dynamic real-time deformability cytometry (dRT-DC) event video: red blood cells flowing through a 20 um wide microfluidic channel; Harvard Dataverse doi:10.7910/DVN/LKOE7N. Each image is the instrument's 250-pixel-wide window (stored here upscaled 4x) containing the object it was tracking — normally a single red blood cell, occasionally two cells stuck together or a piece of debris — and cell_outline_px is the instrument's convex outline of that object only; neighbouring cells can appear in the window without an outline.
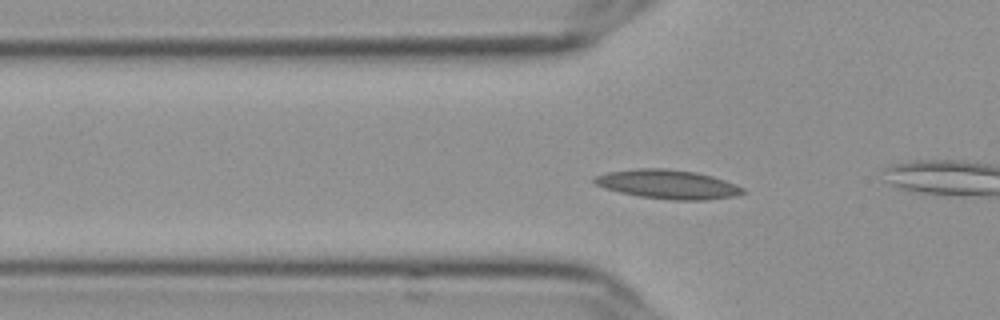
{"species": "Egyptian fruit bat (a non-hibernating species)", "species_latin": "Rousettus aegyptiacus", "temperature_condition": "cold", "stored_images_in_passage": 52, "camera_frame_rate_fps": 3000, "um_per_image_px": 0.085, "frame": {"image": 1, "passage_image": 18, "time_ms": 5.667, "image_size_px": [1000, 320], "cell_outline_px": [[748, 192], [732, 196], [708, 200], [672, 200], [640, 196], [620, 192], [604, 188], [596, 184], [592, 180], [596, 176], [608, 172], [640, 168], [664, 168], [696, 172], [712, 176], [724, 180], [744, 188]], "centroid_in_image_um": [56.78, 15.67], "position_along_channel_um": 69.0, "area_um2": 24.97}}
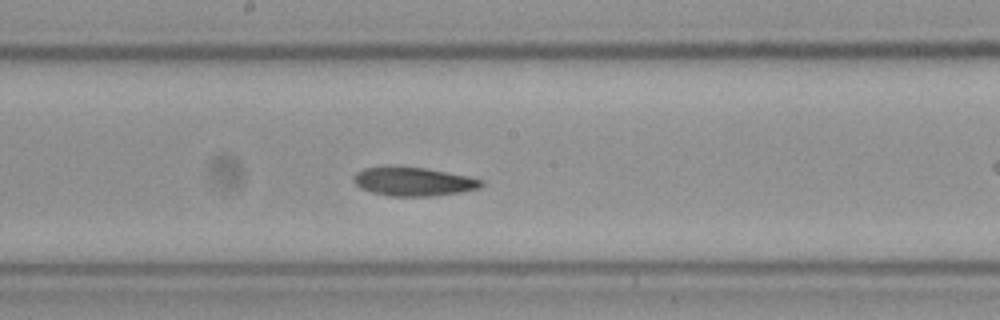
{"frame": {"image": 2, "passage_image": 30, "time_ms": 9.667, "image_size_px": [1000, 320], "cell_outline_px": [[484, 184], [480, 188], [460, 192], [432, 196], [388, 196], [372, 192], [360, 188], [352, 180], [356, 172], [364, 168], [424, 168], [468, 176], [484, 180]], "centroid_in_image_um": [35.17, 15.46], "position_along_channel_um": 213.0, "area_um2": 20.92}}
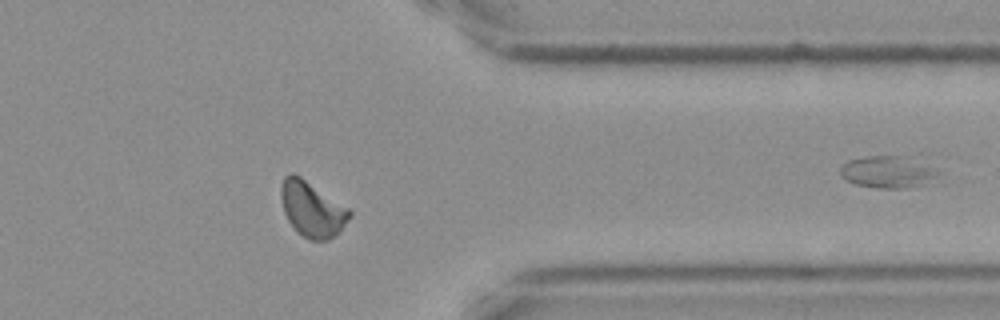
{"frame": {"image": 3, "passage_image": 45, "time_ms": 14.667, "image_size_px": [1000, 320], "cell_outline_px": [[352, 216], [328, 240], [308, 240], [288, 220], [284, 212], [280, 196], [280, 188], [284, 176], [288, 172], [292, 172], [300, 176], [348, 208], [352, 212]], "centroid_in_image_um": [26.49, 17.73], "position_along_channel_um": 384.9, "area_um2": 21.62}, "authors_computed_cell_mechanics": {"area_um2": 21.5016, "velocity_mm_per_s": 3.6142, "shape_relaxation_time_tau1_ms": null, "shape_relaxation_time_tau2_ms": 3.032, "deformation_change_tau1": null, "deformation_change_tau2": 0.0656}}